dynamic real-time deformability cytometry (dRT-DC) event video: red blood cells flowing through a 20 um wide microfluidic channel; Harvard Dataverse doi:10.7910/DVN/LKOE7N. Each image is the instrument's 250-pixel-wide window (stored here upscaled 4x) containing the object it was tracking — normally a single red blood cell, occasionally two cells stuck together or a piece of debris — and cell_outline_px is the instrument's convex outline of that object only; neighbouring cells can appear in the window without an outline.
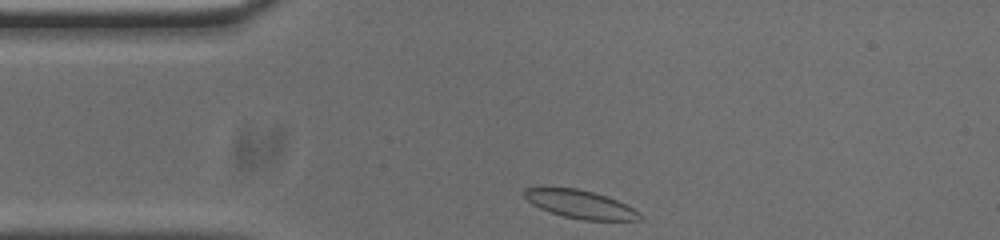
{"species": "common noctule bat (a hibernating species)", "species_latin": "Nyctalus noctula", "temperature_condition": "cold", "stored_images_in_passage": 32, "camera_frame_rate_fps": 3000, "um_per_image_px": 0.085, "animal": {"sex": "male", "body_mass_g": 20.0, "forearm_length_mm": 53.3}, "frame": {"image": 1, "passage_image": 1, "time_ms": 0.0, "image_size_px": [1000, 240], "cell_outline_px": [[644, 220], [584, 220], [564, 216], [548, 212], [532, 204], [524, 196], [524, 188], [576, 188], [608, 196], [632, 208], [644, 216]], "centroid_in_image_um": [49.34, 17.37], "position_along_channel_um": 35.7, "area_um2": 18.79}}
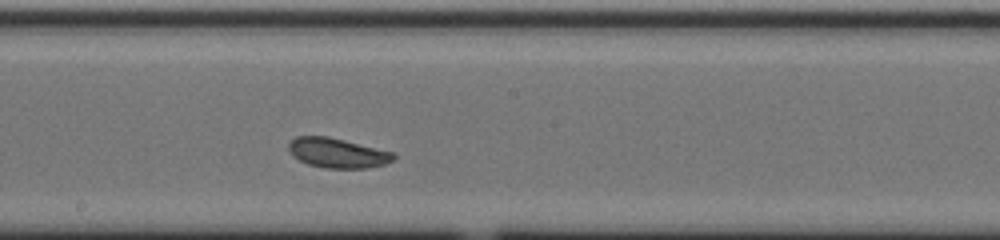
{"frame": {"image": 2, "passage_image": 18, "time_ms": 5.667, "image_size_px": [1000, 240], "cell_outline_px": [[396, 160], [384, 164], [368, 168], [324, 168], [308, 164], [292, 156], [288, 148], [288, 144], [296, 136], [328, 136], [392, 152], [396, 156]], "centroid_in_image_um": [28.68, 13.01], "position_along_channel_um": 219.5, "area_um2": 18.15}}
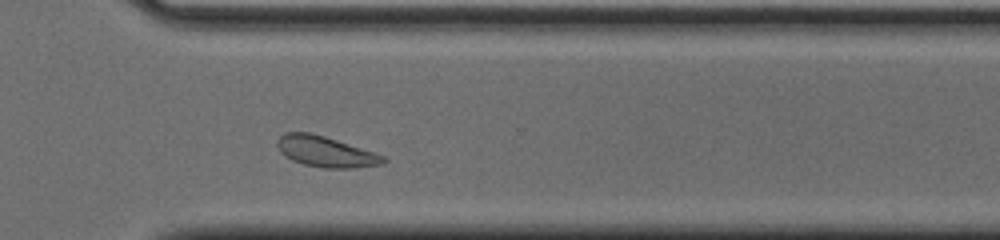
{"frame": {"image": 3, "passage_image": 28, "time_ms": 9.0, "image_size_px": [1000, 240], "cell_outline_px": [[388, 160], [384, 164], [356, 168], [324, 168], [304, 164], [292, 160], [280, 152], [276, 144], [276, 140], [284, 132], [308, 132], [324, 136], [376, 152], [384, 156]], "centroid_in_image_um": [27.7, 12.89], "position_along_channel_um": 342.9, "area_um2": 19.13}, "authors_computed_cell_mechanics": {"area_um2": 18.3804, "velocity_mm_per_s": 3.6952, "shape_relaxation_time_tau1_ms": 2.0167, "shape_relaxation_time_tau2_ms": 2.6883, "deformation_change_tau1": 0.0795, "deformation_change_tau2": 0.0729}}